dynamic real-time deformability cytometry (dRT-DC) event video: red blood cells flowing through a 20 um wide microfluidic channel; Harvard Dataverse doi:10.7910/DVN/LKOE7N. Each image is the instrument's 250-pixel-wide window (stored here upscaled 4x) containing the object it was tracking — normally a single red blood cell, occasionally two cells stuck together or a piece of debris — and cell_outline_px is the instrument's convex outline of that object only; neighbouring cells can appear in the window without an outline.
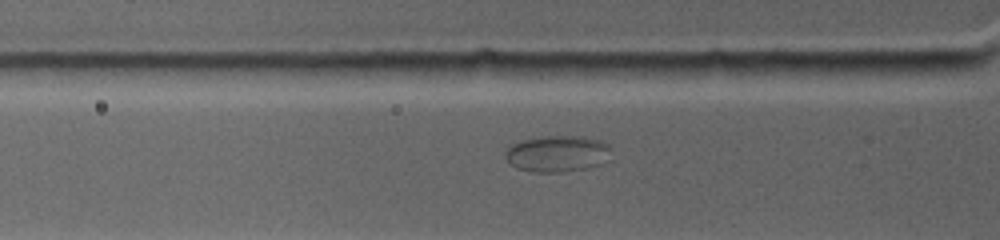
{"species": "common noctule bat (a hibernating species)", "species_latin": "Nyctalus noctula", "temperature_condition": "warm", "stored_images_in_passage": 26, "camera_frame_rate_fps": 4500, "um_per_image_px": 0.085, "animal": {"sex": "female", "body_mass_g": 19.0, "forearm_length_mm": 53.3}, "frame": {"image": 1, "passage_image": 2, "time_ms": 0.222, "image_size_px": [1000, 240], "cell_outline_px": [[604, 148], [584, 168], [560, 172], [532, 172], [516, 168], [508, 160], [508, 152], [516, 144], [524, 140], [544, 136], [580, 136], [596, 140]], "centroid_in_image_um": [47.1, 13.06], "position_along_channel_um": 78.7, "area_um2": 19.88}}
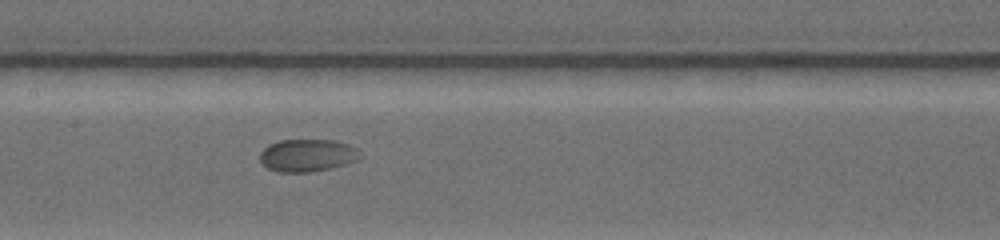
{"frame": {"image": 2, "passage_image": 10, "time_ms": 3.111, "image_size_px": [1000, 240], "cell_outline_px": [[352, 160], [344, 164], [328, 168], [308, 172], [276, 172], [268, 168], [260, 160], [260, 152], [264, 148], [280, 140], [332, 140], [344, 144]], "centroid_in_image_um": [25.85, 13.22], "position_along_channel_um": 181.5, "area_um2": 17.51}}
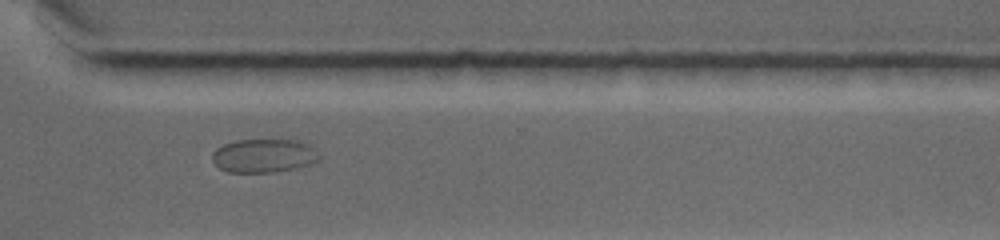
{"frame": {"image": 3, "passage_image": 20, "time_ms": 7.778, "image_size_px": [1000, 240], "cell_outline_px": [[316, 160], [308, 164], [296, 168], [272, 172], [228, 172], [220, 168], [212, 160], [212, 156], [216, 148], [224, 144], [236, 140], [296, 140], [308, 144], [312, 148], [316, 156]], "centroid_in_image_um": [22.35, 13.23], "position_along_channel_um": 348.3, "area_um2": 20.46}}